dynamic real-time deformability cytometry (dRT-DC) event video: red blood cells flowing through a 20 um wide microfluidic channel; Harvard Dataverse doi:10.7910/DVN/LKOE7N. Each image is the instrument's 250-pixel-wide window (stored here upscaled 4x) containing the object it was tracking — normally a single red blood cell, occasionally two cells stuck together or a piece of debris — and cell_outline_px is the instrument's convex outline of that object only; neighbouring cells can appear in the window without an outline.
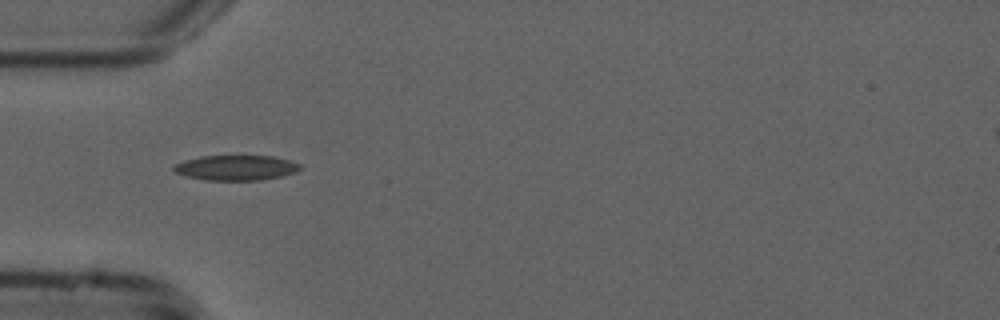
{"species": "common noctule bat (a hibernating species)", "species_latin": "Nyctalus noctula", "temperature_condition": "cold", "stored_images_in_passage": 38, "camera_frame_rate_fps": 3000, "um_per_image_px": 0.085, "animal": {"sex": "male", "forearm_length_mm": 52.5}, "frame": {"image": 1, "passage_image": 1, "time_ms": 0.0, "image_size_px": [1000, 320], "cell_outline_px": [[300, 168], [296, 172], [280, 176], [260, 180], [204, 180], [184, 176], [176, 172], [172, 168], [172, 164], [184, 160], [200, 156], [272, 156], [288, 160], [300, 164]], "centroid_in_image_um": [19.99, 14.26], "position_along_channel_um": 65.0, "area_um2": 18.5}}
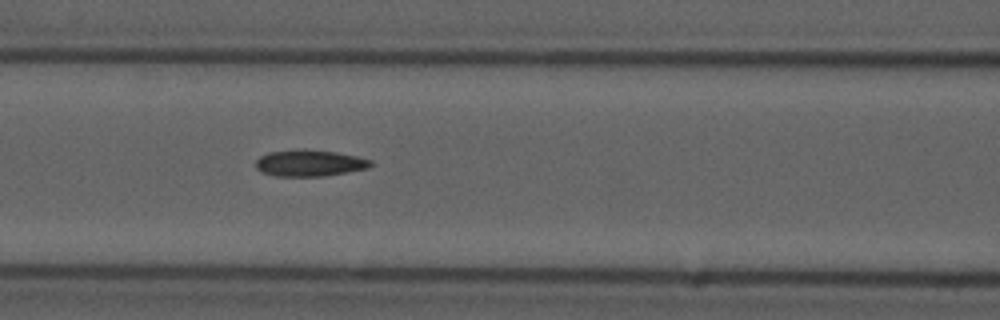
{"frame": {"image": 2, "passage_image": 7, "time_ms": 2.0, "image_size_px": [1000, 320], "cell_outline_px": [[372, 164], [368, 168], [324, 176], [272, 176], [260, 172], [256, 168], [256, 160], [260, 156], [268, 152], [296, 148], [304, 148], [336, 152], [356, 156], [372, 160]], "centroid_in_image_um": [26.26, 13.85], "position_along_channel_um": 140.3, "area_um2": 18.03}}
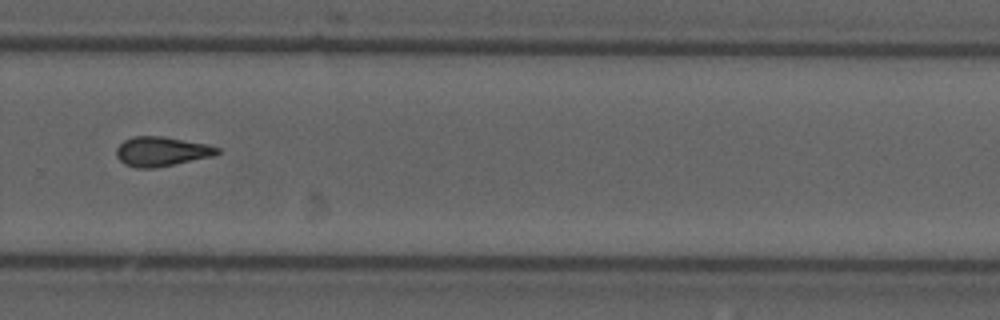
{"frame": {"image": 3, "passage_image": 21, "time_ms": 6.667, "image_size_px": [1000, 320], "cell_outline_px": [[220, 152], [212, 156], [156, 168], [136, 168], [124, 164], [116, 156], [116, 148], [124, 140], [132, 136], [164, 136], [208, 144], [220, 148]], "centroid_in_image_um": [13.71, 12.87], "position_along_channel_um": 316.1, "area_um2": 17.46}, "authors_computed_cell_mechanics": {"area_um2": 16.9932, "velocity_mm_per_s": 3.7731, "shape_relaxation_time_tau1_ms": 9.8308, "shape_relaxation_time_tau2_ms": 4.1934, "deformation_change_tau1": 0.2025, "deformation_change_tau2": 0.1333}}